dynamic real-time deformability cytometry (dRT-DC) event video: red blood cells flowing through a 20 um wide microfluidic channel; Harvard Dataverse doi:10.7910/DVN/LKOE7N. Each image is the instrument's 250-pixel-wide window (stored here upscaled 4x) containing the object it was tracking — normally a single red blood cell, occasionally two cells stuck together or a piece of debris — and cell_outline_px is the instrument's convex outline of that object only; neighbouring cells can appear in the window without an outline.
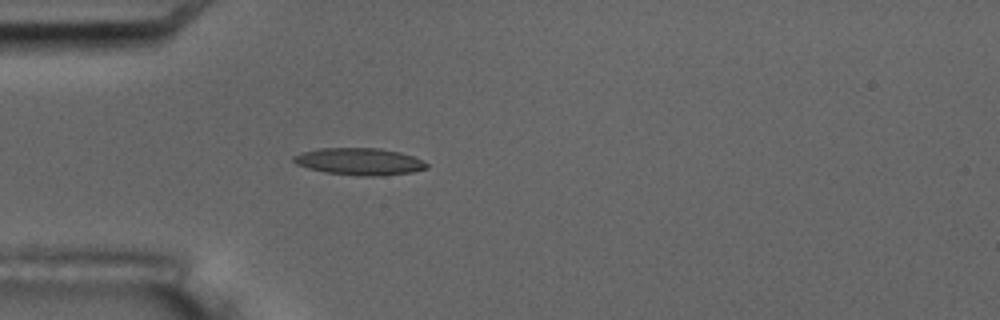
{"species": "common noctule bat (a hibernating species)", "species_latin": "Nyctalus noctula", "temperature_condition": "room temperature", "stored_images_in_passage": 4, "camera_frame_rate_fps": 3000, "um_per_image_px": 0.085, "animal": {"sex": "male", "body_mass_g": 17.5, "forearm_length_mm": 52.3}, "frame": {"image": 1, "passage_image": 4, "time_ms": 3.333, "image_size_px": [1000, 320], "cell_outline_px": [[428, 168], [412, 172], [376, 176], [356, 176], [324, 172], [308, 168], [296, 164], [292, 160], [292, 156], [300, 152], [320, 148], [380, 148], [400, 152], [424, 160], [428, 164]], "centroid_in_image_um": [30.53, 13.73], "position_along_channel_um": 54.5, "area_um2": 21.15}}